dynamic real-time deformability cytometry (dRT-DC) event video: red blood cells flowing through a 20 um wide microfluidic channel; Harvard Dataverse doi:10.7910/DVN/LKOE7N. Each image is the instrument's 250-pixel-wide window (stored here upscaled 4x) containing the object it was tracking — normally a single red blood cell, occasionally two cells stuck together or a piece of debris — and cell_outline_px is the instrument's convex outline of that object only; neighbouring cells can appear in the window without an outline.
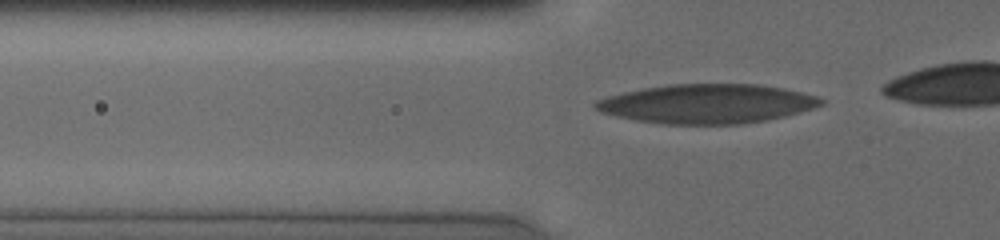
{"species": "human", "species_latin": "Homo sapiens", "temperature_condition": "cold", "stored_images_in_passage": 6, "camera_frame_rate_fps": 3000, "um_per_image_px": 0.085, "donor": {"sex": "male"}, "frame": {"image": 1, "passage_image": 3, "time_ms": 1.0, "image_size_px": [1000, 240], "cell_outline_px": [[824, 104], [800, 112], [768, 120], [740, 124], [664, 124], [636, 120], [616, 116], [600, 112], [592, 104], [596, 100], [608, 96], [624, 92], [644, 88], [672, 84], [756, 84], [784, 88], [816, 96], [824, 100]], "centroid_in_image_um": [60.1, 8.82], "position_along_channel_um": 65.7, "area_um2": 51.44}}